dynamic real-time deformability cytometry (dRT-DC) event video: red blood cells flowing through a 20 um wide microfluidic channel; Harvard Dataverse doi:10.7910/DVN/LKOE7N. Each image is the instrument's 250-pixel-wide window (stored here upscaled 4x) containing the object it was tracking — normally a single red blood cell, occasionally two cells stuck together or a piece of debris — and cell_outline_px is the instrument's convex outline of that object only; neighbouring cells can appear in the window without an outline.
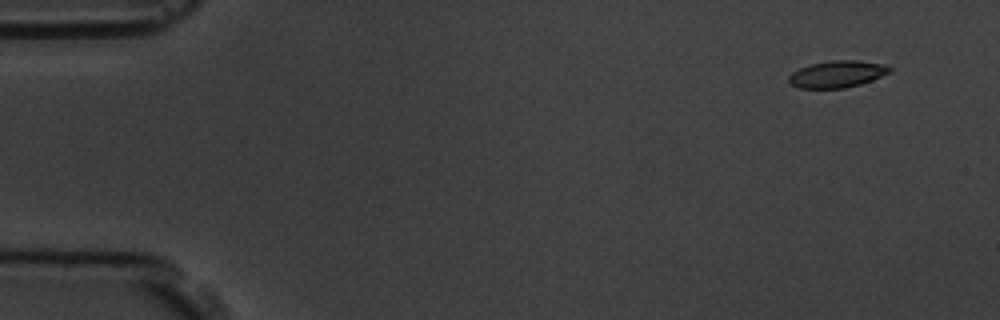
{"species": "common noctule bat (a hibernating species)", "species_latin": "Nyctalus noctula", "temperature_condition": "room temperature", "stored_images_in_passage": 9, "camera_frame_rate_fps": 3000, "um_per_image_px": 0.085, "animal": {"sex": "male", "body_mass_g": 19.5, "forearm_length_mm": 54.6}, "frame": {"image": 1, "passage_image": 1, "time_ms": 0.0, "image_size_px": [1000, 320], "cell_outline_px": [[892, 72], [872, 80], [860, 84], [844, 88], [800, 88], [788, 84], [788, 76], [792, 72], [808, 64], [832, 60], [852, 60], [888, 64], [892, 68]], "centroid_in_image_um": [71.16, 6.29], "position_along_channel_um": 13.8, "area_um2": 16.01}}
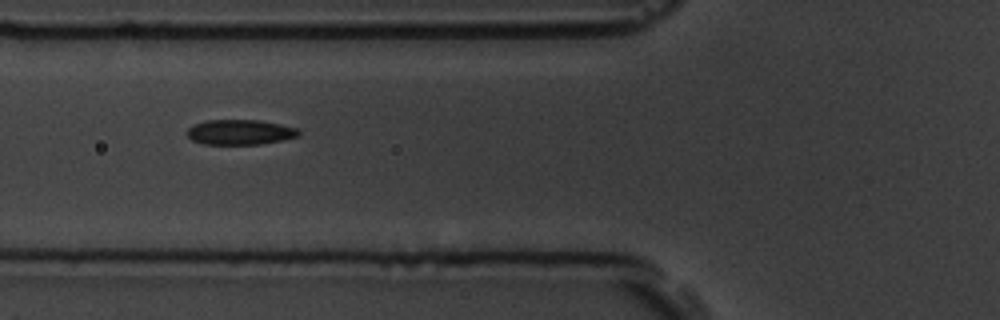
{"frame": {"image": 2, "passage_image": 6, "time_ms": 5.667, "image_size_px": [1000, 320], "cell_outline_px": [[300, 136], [284, 140], [260, 144], [204, 144], [192, 140], [188, 136], [188, 128], [192, 124], [208, 120], [260, 120], [280, 124], [296, 128], [300, 132]], "centroid_in_image_um": [20.42, 11.23], "position_along_channel_um": 105.4, "area_um2": 16.36}}
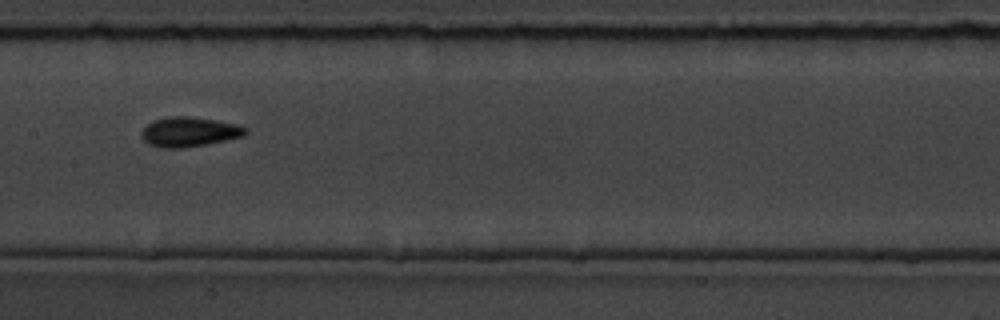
{"frame": {"image": 3, "passage_image": 8, "time_ms": 8.0, "image_size_px": [1000, 320], "cell_outline_px": [[248, 132], [244, 136], [184, 148], [160, 148], [148, 144], [140, 136], [140, 132], [152, 120], [168, 116], [192, 116], [216, 120], [236, 124], [248, 128]], "centroid_in_image_um": [16.06, 11.2], "position_along_channel_um": 191.3, "area_um2": 18.15}}